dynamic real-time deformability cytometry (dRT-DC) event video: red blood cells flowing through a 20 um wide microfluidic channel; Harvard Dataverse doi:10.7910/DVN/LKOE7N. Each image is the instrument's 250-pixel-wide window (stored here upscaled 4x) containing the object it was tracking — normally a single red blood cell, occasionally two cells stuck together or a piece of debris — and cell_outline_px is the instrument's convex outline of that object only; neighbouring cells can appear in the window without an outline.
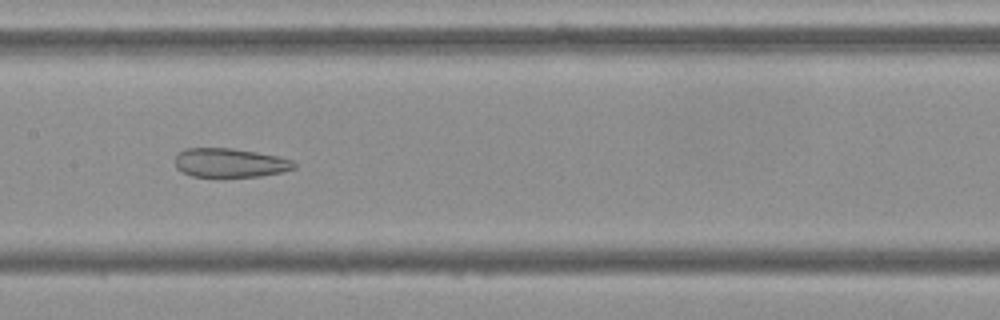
{"species": "Egyptian fruit bat (a non-hibernating species)", "species_latin": "Rousettus aegyptiacus", "temperature_condition": "cold", "stored_images_in_passage": 54, "camera_frame_rate_fps": 3000, "um_per_image_px": 0.085, "frame": {"image": 1, "passage_image": 27, "time_ms": 8.667, "image_size_px": [1000, 320], "cell_outline_px": [[296, 168], [284, 172], [260, 176], [192, 176], [180, 172], [176, 168], [176, 156], [184, 148], [232, 148], [256, 152], [276, 156], [292, 160], [296, 164]], "centroid_in_image_um": [19.55, 13.84], "position_along_channel_um": 187.9, "area_um2": 20.06}}
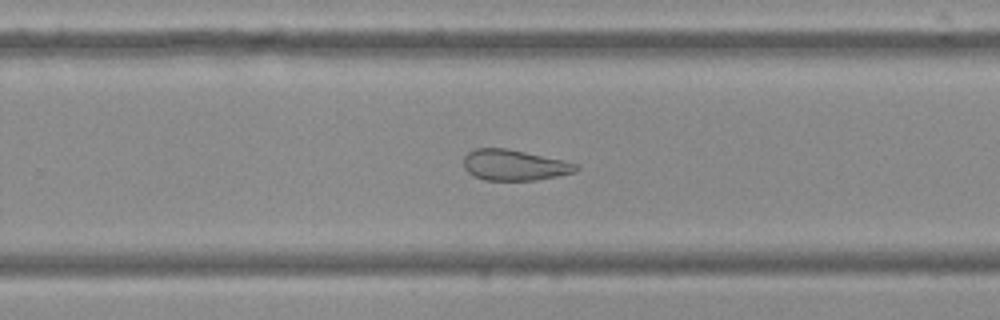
{"frame": {"image": 2, "passage_image": 35, "time_ms": 11.333, "image_size_px": [1000, 320], "cell_outline_px": [[580, 168], [576, 172], [536, 180], [484, 180], [468, 172], [464, 168], [464, 156], [468, 152], [476, 148], [508, 148], [564, 160], [580, 164]], "centroid_in_image_um": [43.75, 14.02], "position_along_channel_um": 286.0, "area_um2": 20.29}}
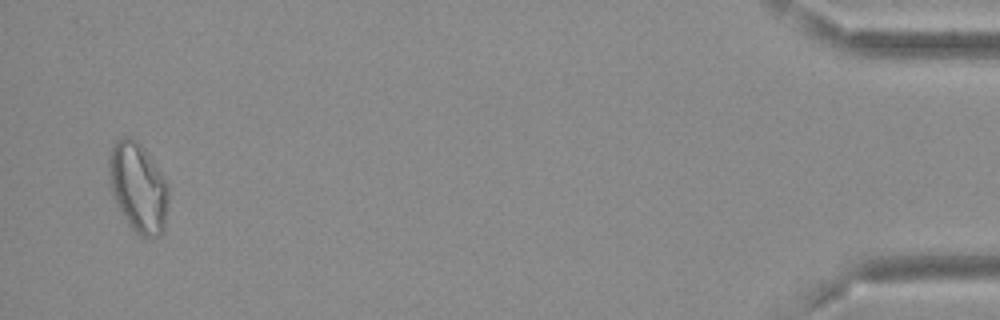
{"frame": {"image": 3, "passage_image": 53, "time_ms": 17.333, "image_size_px": [1000, 320], "cell_outline_px": [[168, 200], [164, 232], [160, 236], [140, 236], [128, 224], [112, 192], [108, 176], [108, 156], [116, 140], [124, 136], [132, 136], [144, 148], [168, 184]], "centroid_in_image_um": [11.74, 15.91], "position_along_channel_um": 423.5, "area_um2": 30.92}, "authors_computed_cell_mechanics": {"area_um2": 26.3279, "velocity_mm_per_s": 3.6912, "shape_relaxation_time_tau1_ms": null, "shape_relaxation_time_tau2_ms": 4.1198, "deformation_change_tau1": null, "deformation_change_tau2": 0.1306}}